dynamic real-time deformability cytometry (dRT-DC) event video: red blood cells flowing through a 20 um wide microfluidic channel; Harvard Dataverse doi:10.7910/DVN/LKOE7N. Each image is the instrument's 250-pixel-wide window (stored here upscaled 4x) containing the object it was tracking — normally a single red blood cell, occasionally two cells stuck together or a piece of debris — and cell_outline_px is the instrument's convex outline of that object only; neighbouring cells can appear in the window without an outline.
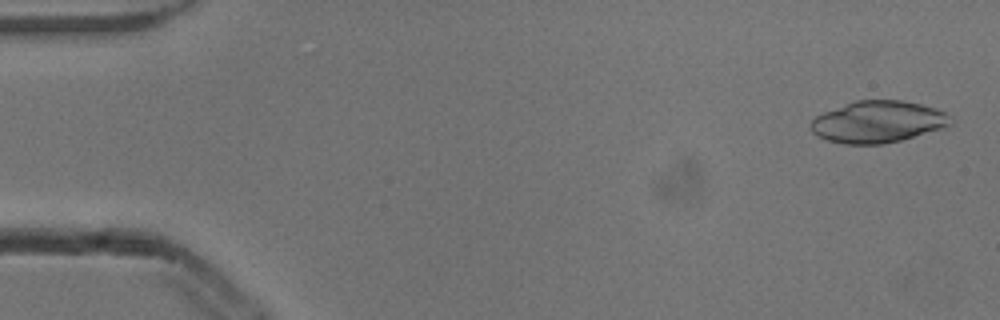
{"species": "common noctule bat (a hibernating species)", "species_latin": "Nyctalus noctula", "temperature_condition": "cold", "stored_images_in_passage": 11, "camera_frame_rate_fps": 3000, "um_per_image_px": 0.085, "animal": {"sex": "male", "body_mass_g": 13.3}, "frame": {"image": 1, "passage_image": 2, "time_ms": 0.333, "image_size_px": [1000, 320], "cell_outline_px": [[948, 124], [940, 128], [900, 140], [884, 144], [844, 144], [828, 140], [816, 136], [808, 128], [812, 120], [816, 116], [824, 112], [856, 100], [900, 100], [920, 104], [936, 108], [944, 112]], "centroid_in_image_um": [74.51, 10.36], "position_along_channel_um": 10.5, "area_um2": 33.41}}